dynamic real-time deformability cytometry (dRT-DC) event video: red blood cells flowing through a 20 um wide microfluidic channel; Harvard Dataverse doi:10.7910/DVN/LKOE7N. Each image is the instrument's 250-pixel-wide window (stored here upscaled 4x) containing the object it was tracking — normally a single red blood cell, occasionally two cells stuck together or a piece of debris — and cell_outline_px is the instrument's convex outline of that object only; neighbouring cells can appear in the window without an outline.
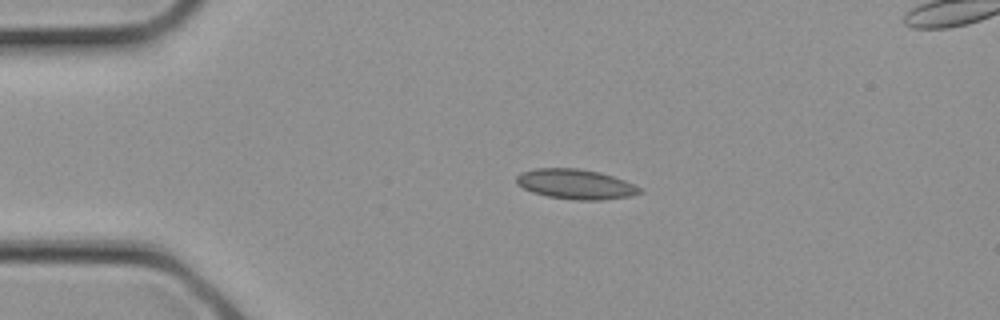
{"species": "common noctule bat (a hibernating species)", "species_latin": "Nyctalus noctula", "temperature_condition": "cold", "stored_images_in_passage": 12, "camera_frame_rate_fps": 3000, "um_per_image_px": 0.085, "animal": {"sex": "female", "body_mass_g": 21.9}, "frame": {"image": 1, "passage_image": 1, "time_ms": 0.0, "image_size_px": [1000, 320], "cell_outline_px": [[644, 192], [632, 196], [604, 200], [572, 200], [548, 196], [532, 192], [516, 184], [516, 176], [520, 172], [536, 168], [580, 168], [600, 172], [636, 184], [644, 188]], "centroid_in_image_um": [48.98, 15.66], "position_along_channel_um": 36.0, "area_um2": 21.91}}
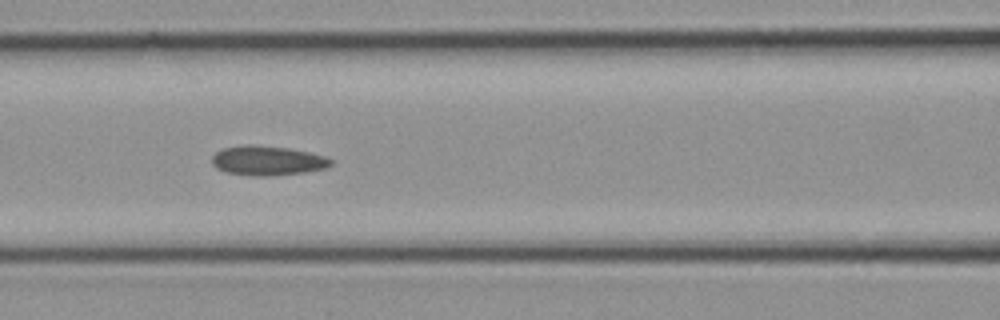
{"frame": {"image": 2, "passage_image": 7, "time_ms": 2.0, "image_size_px": [1000, 320], "cell_outline_px": [[332, 164], [324, 168], [304, 172], [272, 176], [256, 176], [228, 172], [216, 168], [212, 164], [212, 156], [216, 152], [224, 148], [244, 144], [252, 144], [288, 148], [308, 152], [324, 156], [332, 160]], "centroid_in_image_um": [22.71, 13.64], "position_along_channel_um": 143.9, "area_um2": 20.35}}
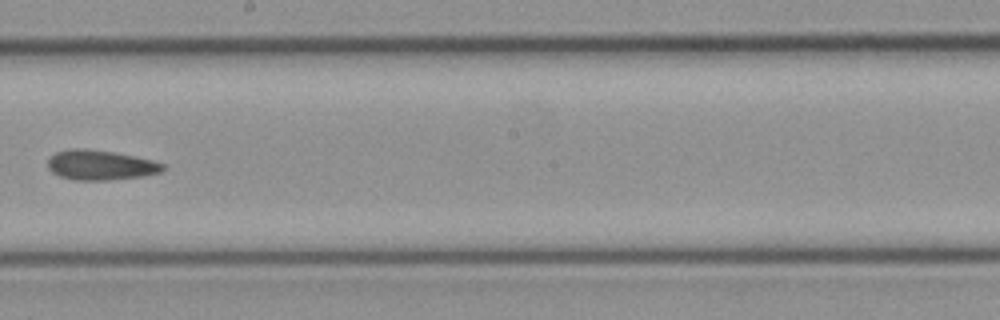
{"frame": {"image": 3, "passage_image": 11, "time_ms": 3.333, "image_size_px": [1000, 320], "cell_outline_px": [[164, 168], [160, 172], [144, 176], [108, 180], [76, 180], [60, 176], [52, 172], [48, 168], [48, 160], [56, 152], [72, 148], [88, 148], [136, 156], [152, 160], [164, 164]], "centroid_in_image_um": [8.54, 14.03], "position_along_channel_um": 239.7, "area_um2": 20.0}}